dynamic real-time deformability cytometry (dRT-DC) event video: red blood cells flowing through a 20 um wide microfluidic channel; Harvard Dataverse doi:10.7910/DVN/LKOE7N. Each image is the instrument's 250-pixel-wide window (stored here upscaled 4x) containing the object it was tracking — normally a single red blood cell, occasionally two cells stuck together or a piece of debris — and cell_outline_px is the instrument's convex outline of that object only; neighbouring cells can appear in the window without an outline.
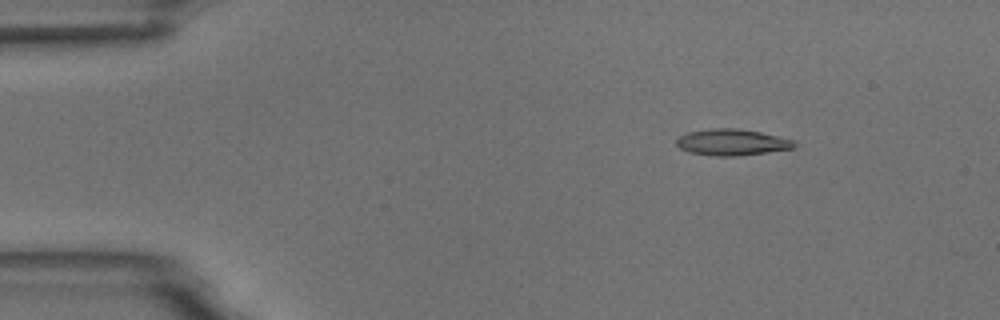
{"species": "common noctule bat (a hibernating species)", "species_latin": "Nyctalus noctula", "temperature_condition": "room temperature", "stored_images_in_passage": 5, "camera_frame_rate_fps": 3000, "um_per_image_px": 0.085, "animal": {"sex": "male", "body_mass_g": 18.8}, "frame": {"image": 1, "passage_image": 2, "time_ms": 2.0, "image_size_px": [1000, 320], "cell_outline_px": [[796, 148], [768, 152], [736, 156], [712, 156], [688, 152], [680, 148], [676, 144], [676, 140], [680, 136], [688, 132], [712, 128], [740, 128], [760, 132], [792, 140], [796, 144]], "centroid_in_image_um": [62.2, 12.09], "position_along_channel_um": 22.8, "area_um2": 18.09}}